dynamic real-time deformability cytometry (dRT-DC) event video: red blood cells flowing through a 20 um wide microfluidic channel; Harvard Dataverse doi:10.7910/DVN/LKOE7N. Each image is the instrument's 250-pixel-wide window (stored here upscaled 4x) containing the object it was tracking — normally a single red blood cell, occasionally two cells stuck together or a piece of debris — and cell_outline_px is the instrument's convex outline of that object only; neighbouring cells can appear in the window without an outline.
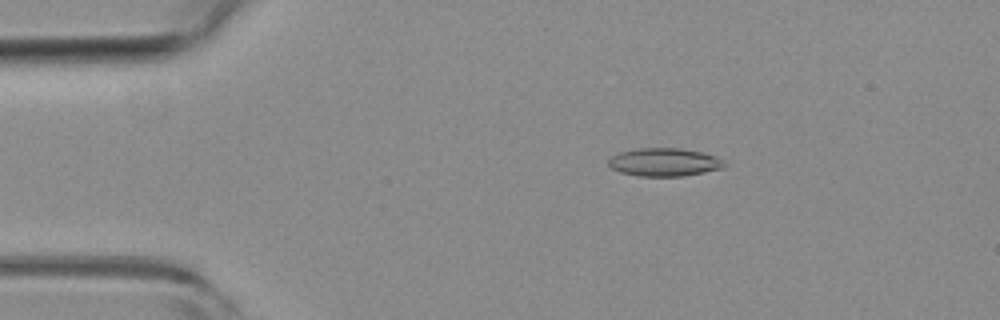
{"species": "common noctule bat (a hibernating species)", "species_latin": "Nyctalus noctula", "temperature_condition": "room temperature", "stored_images_in_passage": 50, "camera_frame_rate_fps": 3000, "um_per_image_px": 0.085, "animal": {"sex": "female", "body_mass_g": 19.3, "forearm_length_mm": 54.1}, "frame": {"image": 1, "passage_image": 5, "time_ms": 1.333, "image_size_px": [1000, 320], "cell_outline_px": [[728, 164], [720, 168], [704, 172], [684, 176], [640, 176], [620, 172], [612, 168], [608, 164], [608, 160], [612, 156], [620, 152], [636, 148], [680, 148], [700, 152], [716, 156]], "centroid_in_image_um": [56.45, 13.78], "position_along_channel_um": 28.5, "area_um2": 18.9}}
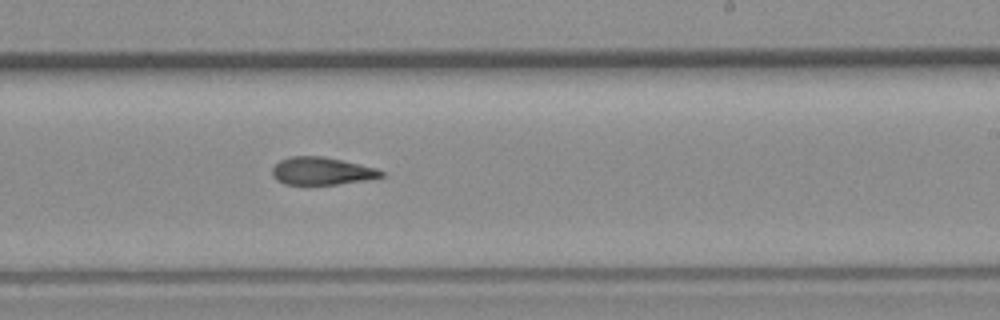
{"frame": {"image": 2, "passage_image": 28, "time_ms": 9.0, "image_size_px": [1000, 320], "cell_outline_px": [[384, 176], [364, 180], [336, 184], [284, 184], [276, 180], [272, 176], [272, 168], [280, 160], [292, 156], [324, 156], [376, 168], [384, 172]], "centroid_in_image_um": [27.31, 14.53], "position_along_channel_um": 261.7, "area_um2": 17.4}}
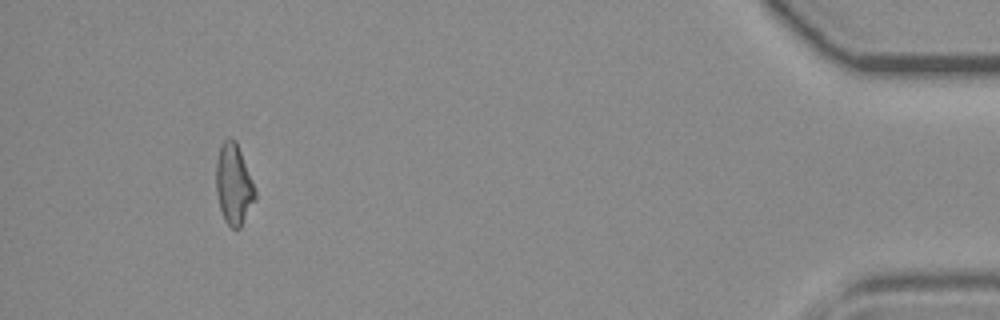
{"frame": {"image": 3, "passage_image": 46, "time_ms": 15.0, "image_size_px": [1000, 320], "cell_outline_px": [[256, 200], [240, 228], [232, 228], [224, 220], [220, 208], [216, 192], [216, 160], [220, 144], [228, 136], [232, 136], [236, 140], [252, 180], [256, 192]], "centroid_in_image_um": [19.86, 15.64], "position_along_channel_um": 415.3, "area_um2": 18.55}, "authors_computed_cell_mechanics": {"area_um2": 18.3804, "velocity_mm_per_s": 3.7649, "shape_relaxation_time_tau1_ms": 6.6934, "shape_relaxation_time_tau2_ms": 3.0764, "deformation_change_tau1": 0.1737, "deformation_change_tau2": 0.1107}}